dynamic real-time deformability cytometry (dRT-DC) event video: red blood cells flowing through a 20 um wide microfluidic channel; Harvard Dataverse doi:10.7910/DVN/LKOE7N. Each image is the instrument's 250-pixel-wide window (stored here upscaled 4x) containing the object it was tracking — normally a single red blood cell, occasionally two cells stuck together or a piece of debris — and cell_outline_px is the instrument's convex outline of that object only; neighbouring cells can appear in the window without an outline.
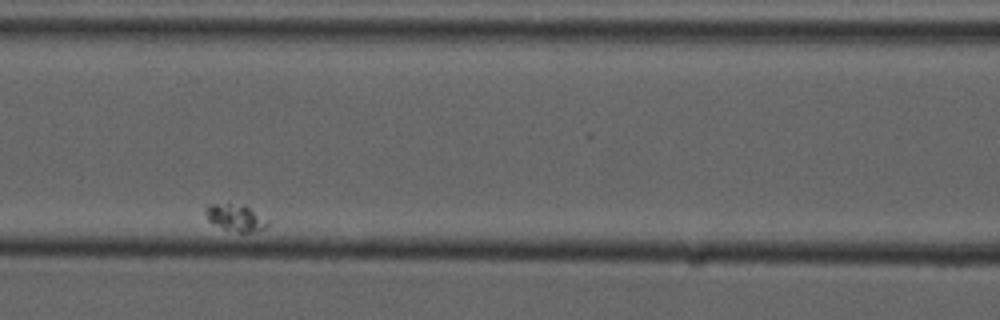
{"species": "common noctule bat (a hibernating species)", "species_latin": "Nyctalus noctula", "temperature_condition": "cold", "stored_images_in_passage": 4, "camera_frame_rate_fps": 3000, "um_per_image_px": 0.085, "animal": {"sex": "male", "forearm_length_mm": 52.5}, "frame": {"image": 1, "passage_image": 3, "time_ms": 3.333, "image_size_px": [1000, 320], "cell_outline_px": [[268, 228], [256, 232], [236, 232], [212, 224], [208, 220], [204, 212], [204, 208], [208, 204], [228, 200], [244, 204], [268, 220]], "centroid_in_image_um": [19.99, 18.44], "position_along_channel_um": 146.6, "area_um2": 10.4}}
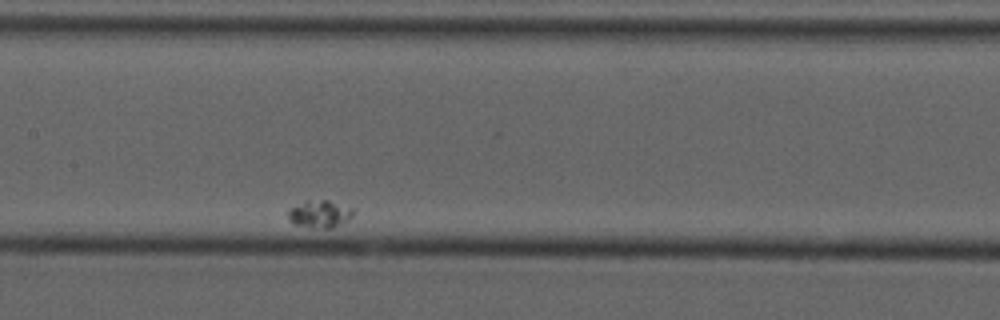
{"frame": {"image": 2, "passage_image": 4, "time_ms": 4.667, "image_size_px": [1000, 320], "cell_outline_px": [[352, 216], [340, 224], [332, 228], [312, 228], [296, 224], [288, 220], [288, 208], [304, 200], [328, 200], [352, 208]], "centroid_in_image_um": [27.11, 18.18], "position_along_channel_um": 180.3, "area_um2": 10.4}}